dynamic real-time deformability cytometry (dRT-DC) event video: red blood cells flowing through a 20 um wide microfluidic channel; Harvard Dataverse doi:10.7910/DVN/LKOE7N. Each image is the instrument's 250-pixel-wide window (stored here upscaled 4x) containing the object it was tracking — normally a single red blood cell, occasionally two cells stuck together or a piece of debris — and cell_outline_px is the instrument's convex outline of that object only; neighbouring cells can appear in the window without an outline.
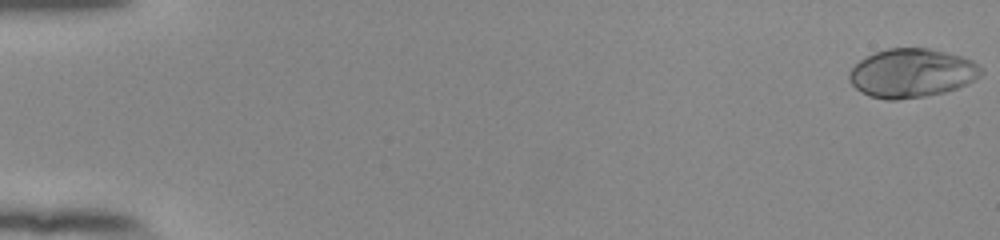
{"species": "human", "species_latin": "Homo sapiens", "temperature_condition": "room temperature", "stored_images_in_passage": 40, "camera_frame_rate_fps": 3000, "um_per_image_px": 0.085, "donor": {"sex": "female"}, "frame": {"image": 1, "passage_image": 1, "time_ms": 0.0, "image_size_px": [1000, 240], "cell_outline_px": [[984, 72], [980, 76], [968, 84], [944, 92], [924, 96], [896, 100], [888, 100], [868, 96], [860, 92], [848, 80], [848, 72], [860, 60], [876, 52], [888, 48], [928, 48], [960, 56], [972, 60], [984, 68]], "centroid_in_image_um": [77.5, 6.22], "position_along_channel_um": 7.5, "area_um2": 37.57}}
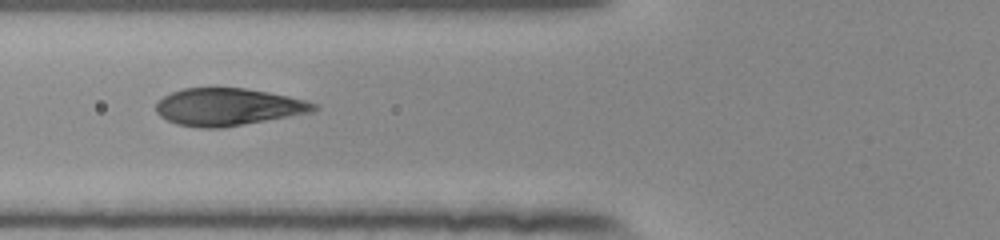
{"frame": {"image": 2, "passage_image": 23, "time_ms": 7.333, "image_size_px": [1000, 240], "cell_outline_px": [[320, 108], [312, 112], [224, 128], [200, 128], [176, 124], [160, 116], [156, 112], [156, 100], [172, 92], [184, 88], [244, 88], [268, 92], [288, 96], [304, 100], [316, 104]], "centroid_in_image_um": [19.36, 9.09], "position_along_channel_um": 106.4, "area_um2": 34.39}}
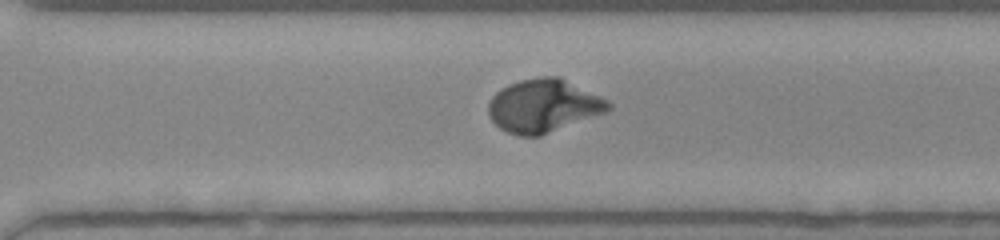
{"frame": {"image": 3, "passage_image": 40, "time_ms": 13.0, "image_size_px": [1000, 240], "cell_outline_px": [[612, 108], [608, 112], [540, 136], [520, 136], [508, 132], [500, 128], [488, 116], [488, 104], [492, 96], [500, 88], [508, 84], [520, 80], [544, 76], [560, 76], [608, 100], [612, 104]], "centroid_in_image_um": [46.21, 8.99], "position_along_channel_um": 324.4, "area_um2": 37.4}}